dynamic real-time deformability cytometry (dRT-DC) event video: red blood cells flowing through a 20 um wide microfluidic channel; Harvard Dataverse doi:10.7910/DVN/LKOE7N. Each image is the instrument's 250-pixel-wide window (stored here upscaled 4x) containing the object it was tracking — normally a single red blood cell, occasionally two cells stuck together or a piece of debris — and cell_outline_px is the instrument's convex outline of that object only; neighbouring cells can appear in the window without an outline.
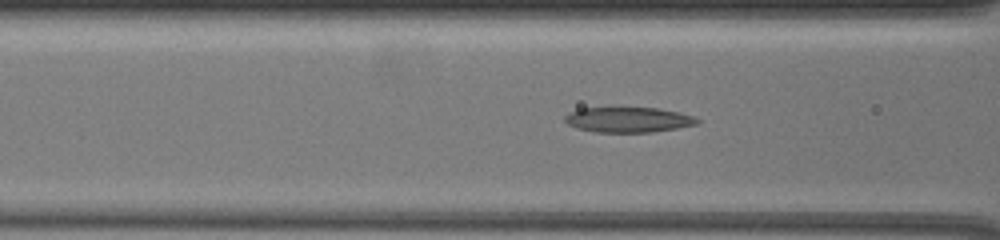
{"species": "common noctule bat (a hibernating species)", "species_latin": "Nyctalus noctula", "temperature_condition": "warm", "stored_images_in_passage": 45, "camera_frame_rate_fps": 3000, "um_per_image_px": 0.085, "animal": {"sex": "female", "body_mass_g": 19.5, "forearm_length_mm": 54.1}, "frame": {"image": 1, "passage_image": 9, "time_ms": 2.667, "image_size_px": [1000, 240], "cell_outline_px": [[700, 120], [696, 124], [676, 128], [652, 132], [592, 132], [576, 128], [568, 124], [564, 120], [564, 116], [580, 108], [656, 108], [680, 112], [692, 116]], "centroid_in_image_um": [53.38, 10.18], "position_along_channel_um": 113.2, "area_um2": 19.31}}
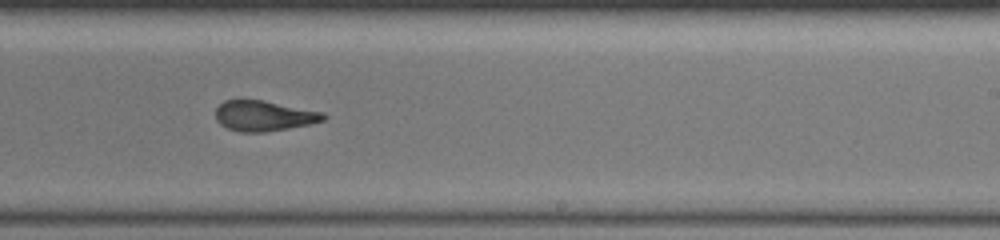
{"frame": {"image": 2, "passage_image": 23, "time_ms": 7.333, "image_size_px": [1000, 240], "cell_outline_px": [[328, 116], [324, 120], [308, 124], [288, 128], [264, 132], [240, 132], [228, 128], [220, 124], [216, 120], [216, 108], [224, 100], [240, 96], [264, 100], [324, 112]], "centroid_in_image_um": [22.38, 9.8], "position_along_channel_um": 266.6, "area_um2": 19.65}}
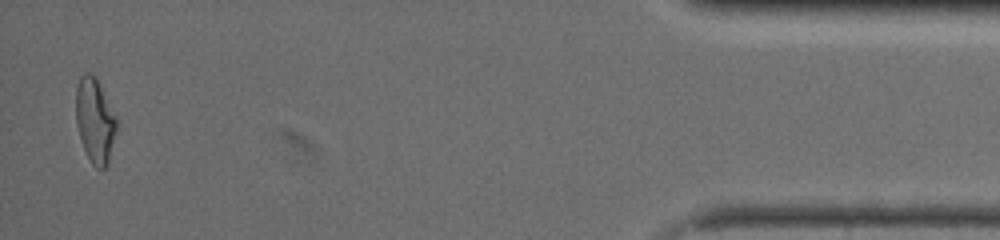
{"frame": {"image": 3, "passage_image": 44, "time_ms": 14.333, "image_size_px": [1000, 240], "cell_outline_px": [[116, 132], [108, 164], [104, 168], [96, 168], [92, 164], [84, 148], [76, 124], [76, 88], [80, 76], [84, 72], [88, 72], [96, 76], [116, 116]], "centroid_in_image_um": [8.07, 10.21], "position_along_channel_um": 427.1, "area_um2": 20.0}, "authors_computed_cell_mechanics": {"area_um2": 19.8254, "velocity_mm_per_s": 3.2915, "shape_relaxation_time_tau1_ms": 6.3678, "shape_relaxation_time_tau2_ms": 1.5789, "deformation_change_tau1": 0.22, "deformation_change_tau2": 0.1058}}